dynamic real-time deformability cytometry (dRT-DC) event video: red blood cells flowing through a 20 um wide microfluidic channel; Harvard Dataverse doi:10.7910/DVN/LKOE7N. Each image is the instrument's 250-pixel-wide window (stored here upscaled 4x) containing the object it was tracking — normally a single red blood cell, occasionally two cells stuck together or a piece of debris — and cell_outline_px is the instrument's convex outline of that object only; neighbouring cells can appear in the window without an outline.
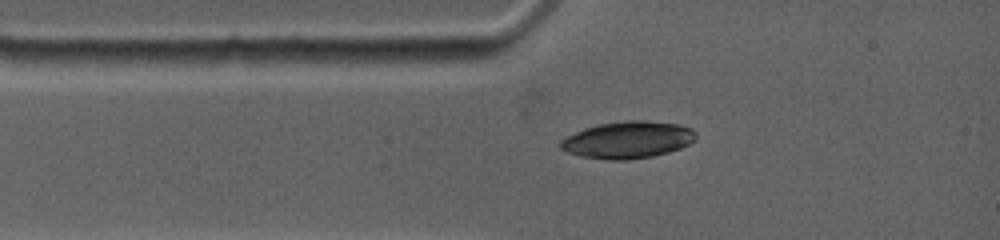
{"species": "common noctule bat (a hibernating species)", "species_latin": "Nyctalus noctula", "temperature_condition": "warm", "stored_images_in_passage": 9, "camera_frame_rate_fps": 4500, "um_per_image_px": 0.085, "animal": {"sex": "female", "body_mass_g": 19.0, "forearm_length_mm": 53.3}, "frame": {"image": 1, "passage_image": 1, "time_ms": 0.0, "image_size_px": [1000, 240], "cell_outline_px": [[696, 140], [680, 148], [668, 152], [652, 156], [624, 160], [608, 160], [580, 156], [568, 152], [560, 148], [560, 140], [584, 128], [596, 124], [628, 120], [644, 120], [680, 124], [692, 128], [696, 132]], "centroid_in_image_um": [53.38, 11.88], "position_along_channel_um": 31.6, "area_um2": 29.25}}
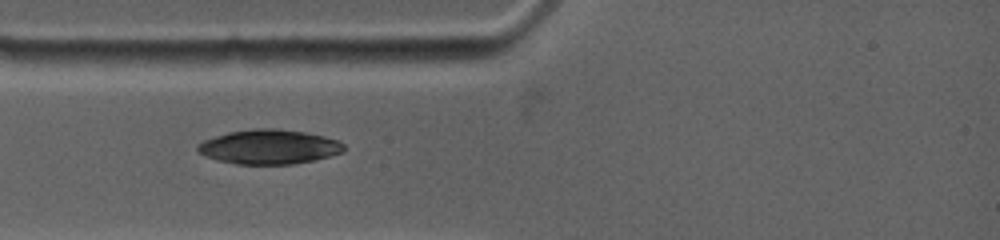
{"frame": {"image": 2, "passage_image": 3, "time_ms": 0.889, "image_size_px": [1000, 240], "cell_outline_px": [[344, 152], [316, 160], [292, 164], [236, 164], [216, 160], [204, 156], [196, 152], [196, 144], [204, 140], [228, 132], [252, 128], [276, 128], [304, 132], [324, 136], [340, 140], [344, 144]], "centroid_in_image_um": [22.86, 12.48], "position_along_channel_um": 62.1, "area_um2": 29.77}}
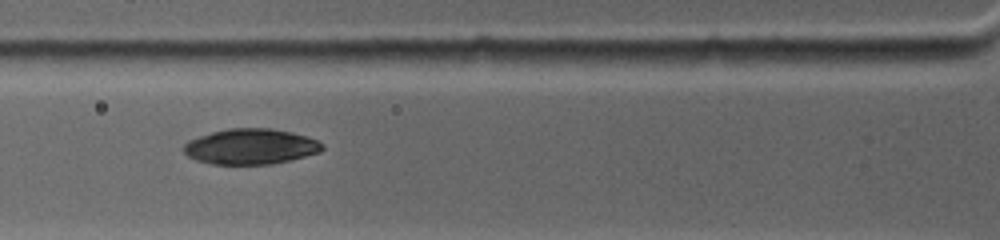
{"frame": {"image": 3, "passage_image": 5, "time_ms": 2.0, "image_size_px": [1000, 240], "cell_outline_px": [[324, 148], [320, 152], [272, 164], [212, 164], [196, 160], [188, 156], [184, 152], [184, 144], [188, 140], [212, 132], [228, 128], [272, 128], [292, 132], [308, 136], [324, 144]], "centroid_in_image_um": [21.31, 12.45], "position_along_channel_um": 104.5, "area_um2": 28.67}}